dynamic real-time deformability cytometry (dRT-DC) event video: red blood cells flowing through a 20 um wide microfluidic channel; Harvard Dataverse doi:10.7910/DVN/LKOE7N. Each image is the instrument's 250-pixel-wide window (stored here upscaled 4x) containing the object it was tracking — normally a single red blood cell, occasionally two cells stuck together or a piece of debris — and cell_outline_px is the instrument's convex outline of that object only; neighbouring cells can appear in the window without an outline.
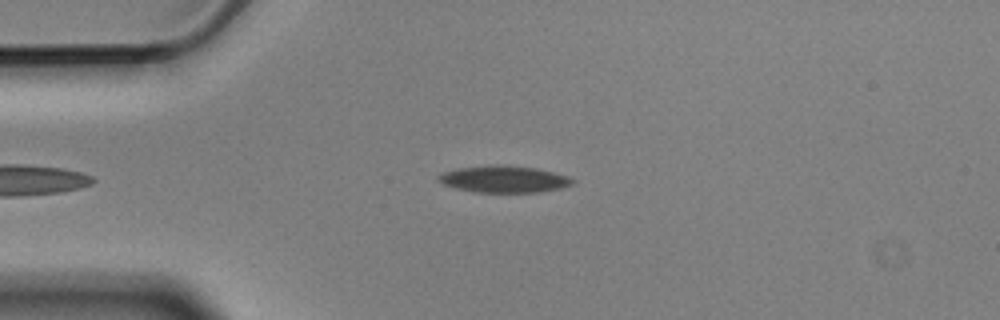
{"species": "Egyptian fruit bat (a non-hibernating species)", "species_latin": "Rousettus aegyptiacus", "temperature_condition": "cold", "stored_images_in_passage": 5, "camera_frame_rate_fps": 3000, "um_per_image_px": 0.085, "animal": {"sex": "male"}, "frame": {"image": 1, "passage_image": 5, "time_ms": 1.333, "image_size_px": [1000, 320], "cell_outline_px": [[576, 180], [572, 184], [560, 188], [540, 192], [472, 192], [456, 188], [444, 184], [436, 180], [436, 176], [444, 172], [456, 168], [496, 164], [504, 164], [536, 168], [568, 176]], "centroid_in_image_um": [42.81, 15.22], "position_along_channel_um": 42.2, "area_um2": 21.1}}